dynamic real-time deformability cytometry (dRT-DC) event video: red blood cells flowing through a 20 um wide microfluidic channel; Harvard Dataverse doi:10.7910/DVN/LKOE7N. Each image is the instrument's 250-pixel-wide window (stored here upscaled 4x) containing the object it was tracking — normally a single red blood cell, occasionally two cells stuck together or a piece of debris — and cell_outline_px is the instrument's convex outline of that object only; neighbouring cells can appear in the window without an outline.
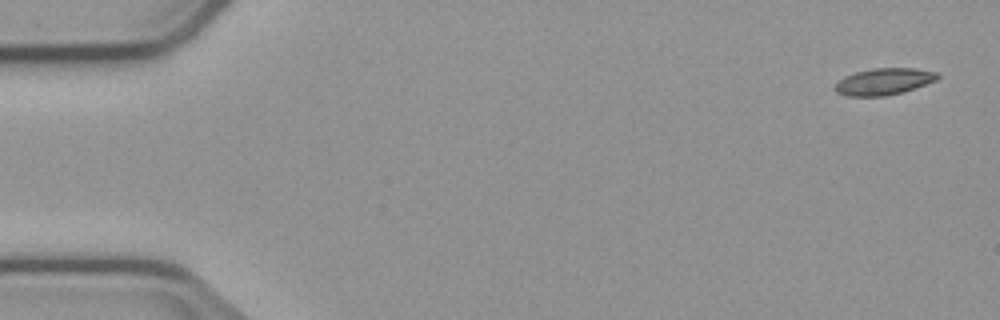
{"species": "common noctule bat (a hibernating species)", "species_latin": "Nyctalus noctula", "temperature_condition": "cold", "stored_images_in_passage": 5, "segment_of_instrument_passage": [1, 2], "camera_frame_rate_fps": 3000, "um_per_image_px": 0.085, "animal": {"sex": "male", "body_mass_g": 23.1, "forearm_length_mm": 52.7}, "frame": {"image": 1, "passage_image": 1, "time_ms": 0.0, "image_size_px": [1000, 320], "cell_outline_px": [[940, 76], [936, 80], [904, 92], [884, 96], [848, 96], [836, 92], [832, 88], [844, 76], [856, 72], [872, 68], [912, 68], [936, 72]], "centroid_in_image_um": [75.1, 6.93], "position_along_channel_um": 9.9, "area_um2": 15.9}}
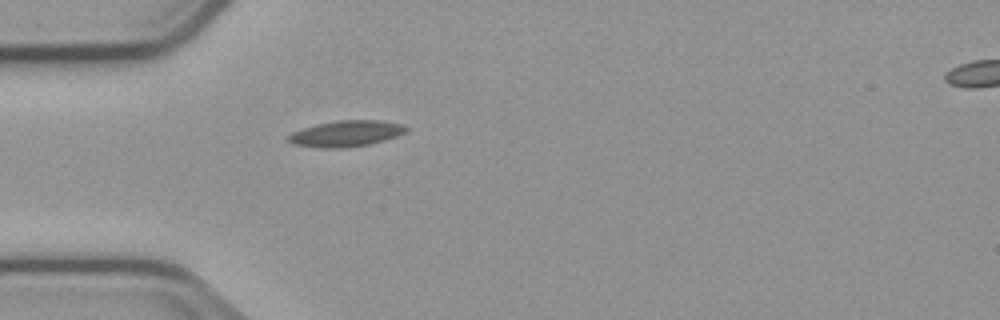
{"frame": {"image": 2, "passage_image": 4, "time_ms": 4.667, "image_size_px": [1000, 320], "cell_outline_px": [[408, 128], [404, 132], [396, 136], [384, 140], [368, 144], [348, 148], [320, 148], [292, 144], [288, 140], [288, 136], [292, 132], [316, 124], [336, 120], [380, 120], [404, 124]], "centroid_in_image_um": [29.41, 11.35], "position_along_channel_um": 55.6, "area_um2": 17.92}}